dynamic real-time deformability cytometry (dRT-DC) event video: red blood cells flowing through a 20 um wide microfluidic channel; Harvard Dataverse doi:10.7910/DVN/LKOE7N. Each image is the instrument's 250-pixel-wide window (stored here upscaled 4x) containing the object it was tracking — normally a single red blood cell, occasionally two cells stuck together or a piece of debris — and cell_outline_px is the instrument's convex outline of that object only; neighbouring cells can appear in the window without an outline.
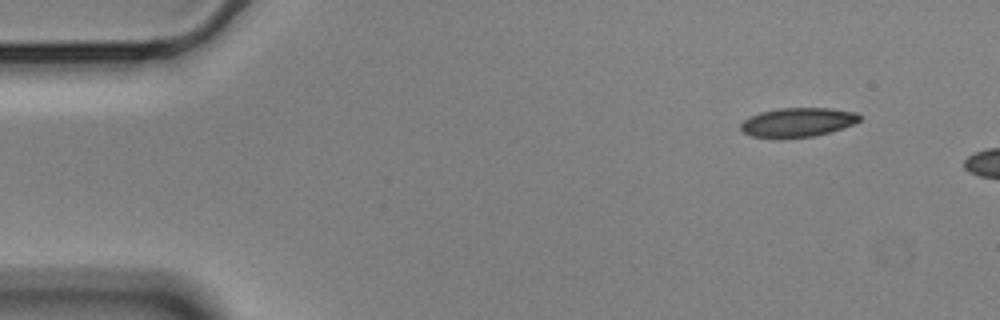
{"species": "Egyptian fruit bat (a non-hibernating species)", "species_latin": "Rousettus aegyptiacus", "temperature_condition": "cold", "stored_images_in_passage": 47, "camera_frame_rate_fps": 3000, "um_per_image_px": 0.085, "animal": {"sex": "male"}, "frame": {"image": 1, "passage_image": 1, "time_ms": 0.0, "image_size_px": [1000, 320], "cell_outline_px": [[860, 120], [852, 124], [828, 132], [812, 136], [752, 136], [744, 132], [740, 128], [740, 124], [744, 120], [760, 112], [780, 108], [828, 108], [856, 112], [860, 116]], "centroid_in_image_um": [67.81, 10.36], "position_along_channel_um": 17.2, "area_um2": 19.36}}
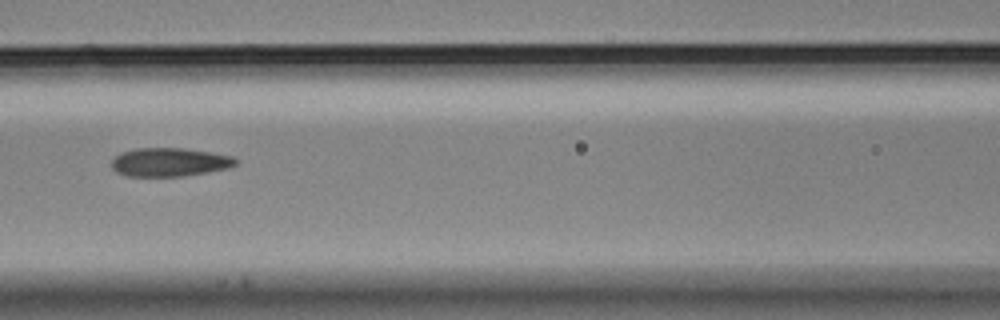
{"frame": {"image": 2, "passage_image": 20, "time_ms": 6.333, "image_size_px": [1000, 320], "cell_outline_px": [[236, 164], [228, 168], [208, 172], [184, 176], [128, 176], [116, 172], [112, 168], [112, 160], [120, 152], [136, 148], [184, 148], [232, 156], [236, 160]], "centroid_in_image_um": [14.38, 13.78], "position_along_channel_um": 152.2, "area_um2": 20.58}}
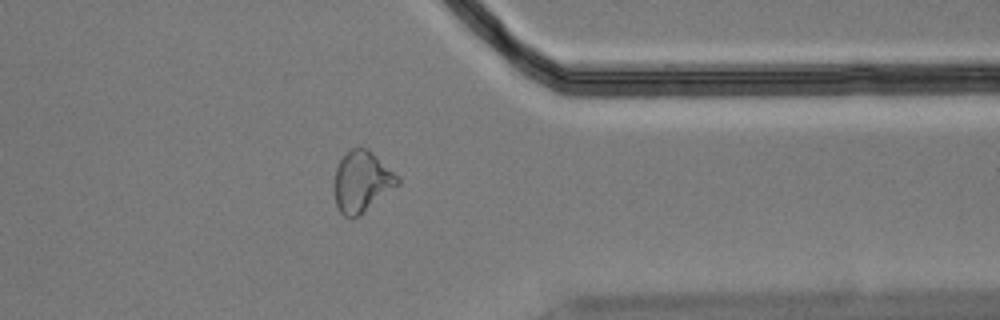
{"frame": {"image": 3, "passage_image": 40, "time_ms": 13.0, "image_size_px": [1000, 320], "cell_outline_px": [[400, 184], [360, 216], [344, 216], [340, 212], [336, 204], [332, 188], [336, 168], [340, 160], [352, 148], [368, 148], [400, 176]], "centroid_in_image_um": [30.77, 15.44], "position_along_channel_um": 380.6, "area_um2": 22.83}}